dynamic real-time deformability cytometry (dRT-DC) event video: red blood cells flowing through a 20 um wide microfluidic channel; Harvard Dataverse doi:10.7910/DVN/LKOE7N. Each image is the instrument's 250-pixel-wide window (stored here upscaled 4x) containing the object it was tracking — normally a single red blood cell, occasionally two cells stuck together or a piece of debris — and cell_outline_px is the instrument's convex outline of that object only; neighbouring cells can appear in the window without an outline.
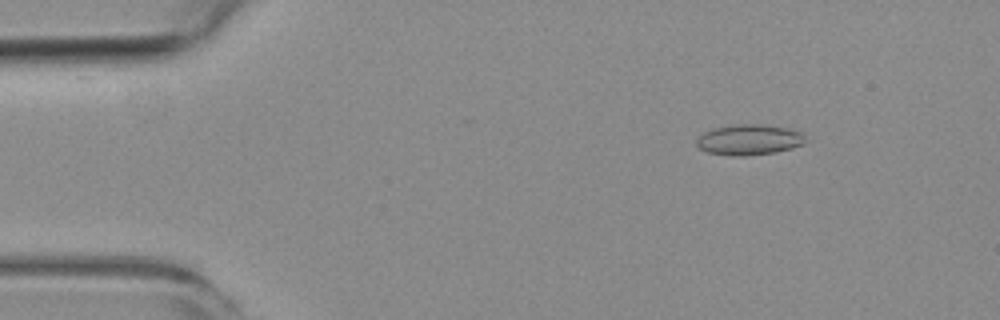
{"species": "common noctule bat (a hibernating species)", "species_latin": "Nyctalus noctula", "temperature_condition": "room temperature", "stored_images_in_passage": 4, "camera_frame_rate_fps": 3000, "um_per_image_px": 0.085, "animal": {"sex": "female", "body_mass_g": 19.3, "forearm_length_mm": 54.1}, "frame": {"image": 1, "passage_image": 2, "time_ms": 1.333, "image_size_px": [1000, 320], "cell_outline_px": [[804, 144], [792, 148], [776, 152], [744, 156], [732, 156], [708, 152], [700, 148], [696, 144], [696, 140], [704, 132], [712, 128], [732, 124], [764, 124], [788, 128], [800, 132], [804, 136]], "centroid_in_image_um": [63.66, 11.87], "position_along_channel_um": 21.3, "area_um2": 19.48}}